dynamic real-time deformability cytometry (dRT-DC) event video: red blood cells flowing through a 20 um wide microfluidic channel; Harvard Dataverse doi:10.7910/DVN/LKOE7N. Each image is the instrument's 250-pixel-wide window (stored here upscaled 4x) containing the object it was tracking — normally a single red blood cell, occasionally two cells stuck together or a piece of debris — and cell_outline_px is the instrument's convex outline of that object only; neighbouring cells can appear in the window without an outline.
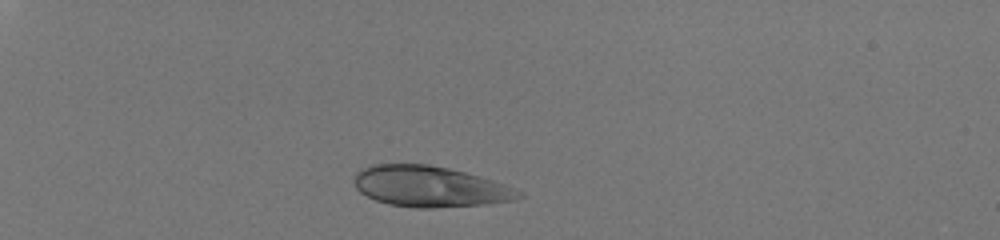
{"species": "human", "species_latin": "Homo sapiens", "temperature_condition": "room temperature", "stored_images_in_passage": 32, "camera_frame_rate_fps": 3000, "um_per_image_px": 0.085, "donor": {"sex": "male"}, "frame": {"image": 1, "passage_image": 1, "time_ms": 0.0, "image_size_px": [1000, 240], "cell_outline_px": [[524, 196], [516, 200], [484, 204], [432, 208], [416, 208], [388, 204], [376, 200], [360, 192], [356, 188], [352, 180], [356, 172], [372, 164], [428, 164], [448, 168], [464, 172], [492, 180], [504, 184], [524, 192]], "centroid_in_image_um": [36.53, 15.86], "position_along_channel_um": 48.5, "area_um2": 39.19}}
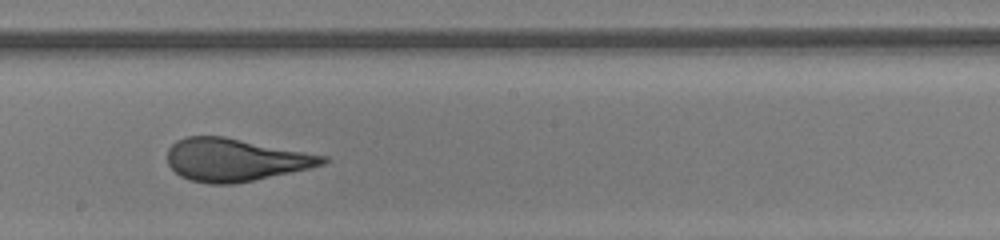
{"frame": {"image": 2, "passage_image": 19, "time_ms": 6.0, "image_size_px": [1000, 240], "cell_outline_px": [[328, 160], [324, 164], [308, 168], [252, 180], [232, 184], [208, 184], [192, 180], [180, 176], [168, 164], [168, 148], [176, 140], [184, 136], [224, 136], [328, 156]], "centroid_in_image_um": [19.96, 13.57], "position_along_channel_um": 228.2, "area_um2": 38.38}}
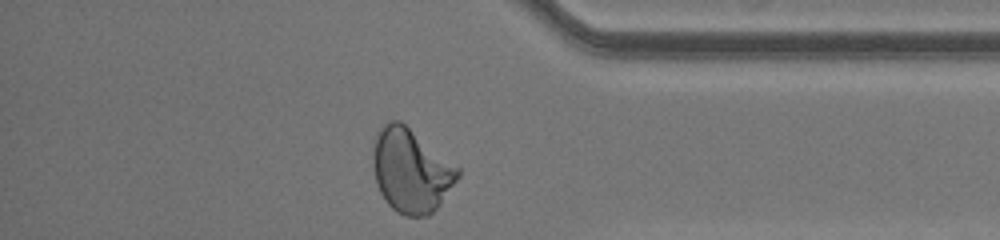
{"frame": {"image": 3, "passage_image": 32, "time_ms": 10.333, "image_size_px": [1000, 240], "cell_outline_px": [[460, 176], [440, 204], [428, 216], [404, 216], [396, 212], [388, 204], [380, 192], [376, 184], [372, 168], [372, 140], [376, 132], [388, 120], [400, 120], [460, 168]], "centroid_in_image_um": [34.89, 14.48], "position_along_channel_um": 400.3, "area_um2": 41.79}, "authors_computed_cell_mechanics": {"area_um2": 38.8994, "velocity_mm_per_s": 4.1212, "shape_relaxation_time_tau1_ms": 7.199, "shape_relaxation_time_tau2_ms": null, "deformation_change_tau1": 0.231, "deformation_change_tau2": null}}